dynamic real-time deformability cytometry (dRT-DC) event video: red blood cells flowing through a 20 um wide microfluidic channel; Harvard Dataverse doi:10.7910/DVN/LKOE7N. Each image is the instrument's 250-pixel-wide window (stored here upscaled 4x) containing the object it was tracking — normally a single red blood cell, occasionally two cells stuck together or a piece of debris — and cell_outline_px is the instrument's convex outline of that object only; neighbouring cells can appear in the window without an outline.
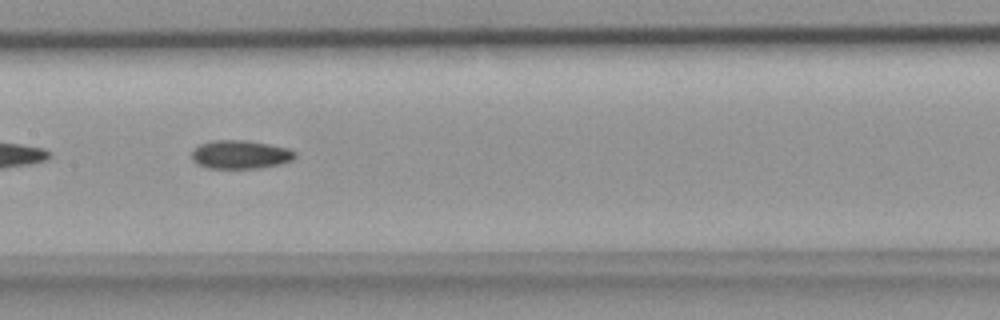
{"species": "common noctule bat (a hibernating species)", "species_latin": "Nyctalus noctula", "temperature_condition": "room temperature", "stored_images_in_passage": 42, "camera_frame_rate_fps": 3000, "um_per_image_px": 0.085, "animal": {"sex": "female", "body_mass_g": 18.4}, "frame": {"image": 1, "passage_image": 20, "time_ms": 6.333, "image_size_px": [1000, 320], "cell_outline_px": [[296, 156], [292, 160], [280, 164], [256, 168], [208, 168], [192, 160], [192, 148], [200, 144], [212, 140], [248, 140], [288, 148], [296, 152]], "centroid_in_image_um": [20.42, 13.12], "position_along_channel_um": 187.0, "area_um2": 17.17}}
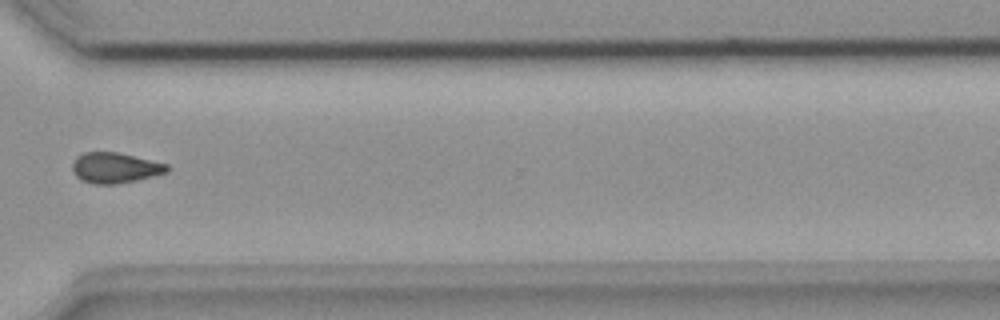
{"frame": {"image": 2, "passage_image": 31, "time_ms": 10.0, "image_size_px": [1000, 320], "cell_outline_px": [[168, 172], [136, 180], [116, 184], [96, 184], [84, 180], [76, 176], [72, 168], [72, 164], [76, 156], [84, 152], [116, 152], [168, 164]], "centroid_in_image_um": [9.77, 14.26], "position_along_channel_um": 360.8, "area_um2": 16.59}}
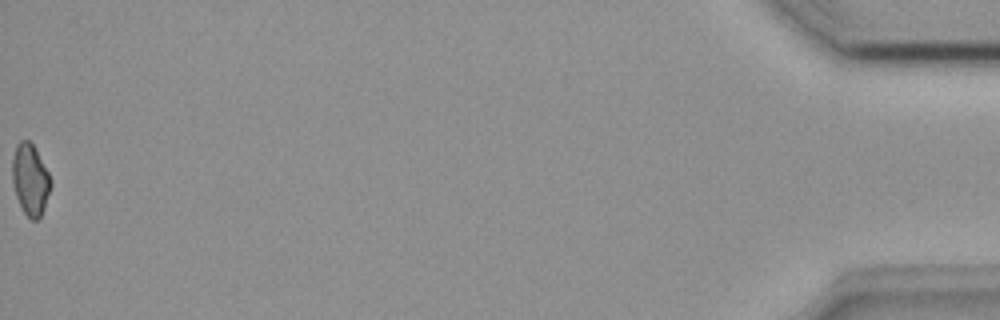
{"frame": {"image": 3, "passage_image": 42, "time_ms": 13.667, "image_size_px": [1000, 320], "cell_outline_px": [[52, 188], [44, 208], [40, 216], [36, 220], [32, 220], [24, 212], [16, 196], [12, 180], [12, 160], [16, 144], [20, 140], [28, 140], [32, 144], [48, 172], [52, 184]], "centroid_in_image_um": [2.57, 15.27], "position_along_channel_um": 432.6, "area_um2": 15.84}}